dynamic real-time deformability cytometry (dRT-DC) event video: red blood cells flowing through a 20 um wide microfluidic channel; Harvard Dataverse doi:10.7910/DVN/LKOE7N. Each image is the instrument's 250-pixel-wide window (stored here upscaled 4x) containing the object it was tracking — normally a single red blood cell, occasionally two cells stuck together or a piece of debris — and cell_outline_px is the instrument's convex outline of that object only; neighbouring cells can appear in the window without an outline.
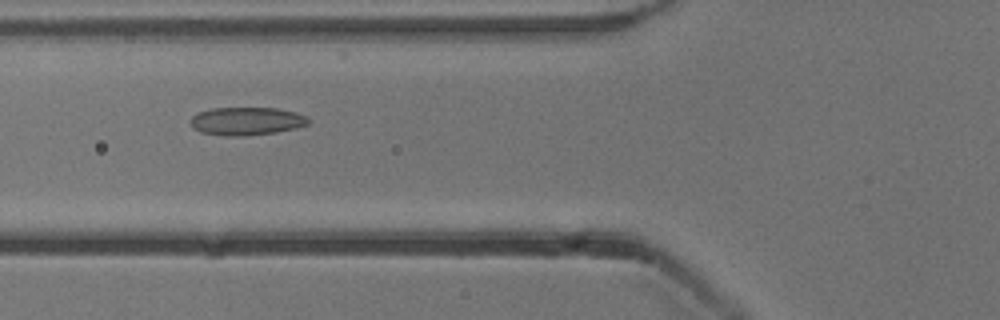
{"species": "common noctule bat (a hibernating species)", "species_latin": "Nyctalus noctula", "temperature_condition": "cold", "stored_images_in_passage": 53, "camera_frame_rate_fps": 3000, "um_per_image_px": 0.085, "animal": {"sex": "male", "body_mass_g": 13.3}, "frame": {"image": 1, "passage_image": 20, "time_ms": 6.333, "image_size_px": [1000, 320], "cell_outline_px": [[312, 120], [308, 124], [296, 128], [276, 132], [244, 136], [228, 136], [200, 132], [192, 128], [192, 116], [200, 112], [212, 108], [276, 108], [296, 112], [308, 116]], "centroid_in_image_um": [21.01, 10.3], "position_along_channel_um": 104.8, "area_um2": 19.31}}
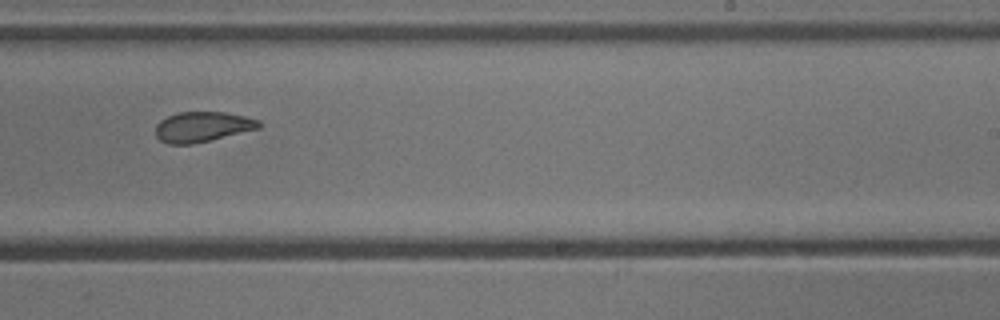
{"frame": {"image": 2, "passage_image": 33, "time_ms": 10.667, "image_size_px": [1000, 320], "cell_outline_px": [[264, 124], [260, 128], [192, 144], [168, 144], [160, 140], [156, 136], [156, 124], [160, 120], [176, 112], [224, 112], [244, 116], [260, 120]], "centroid_in_image_um": [17.21, 10.77], "position_along_channel_um": 271.8, "area_um2": 18.21}}
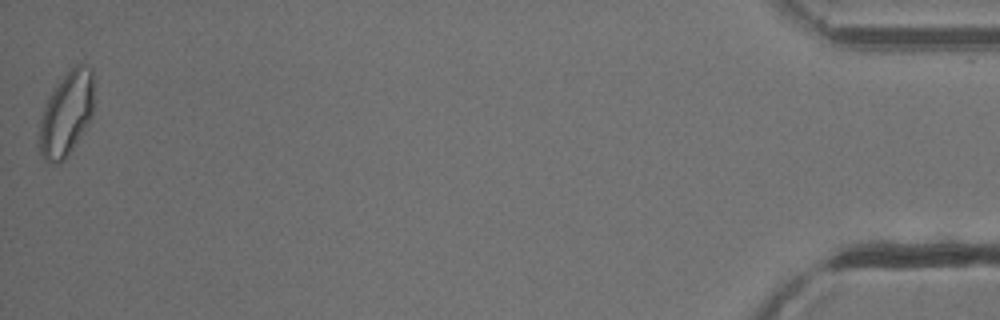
{"frame": {"image": 3, "passage_image": 53, "time_ms": 17.333, "image_size_px": [1000, 320], "cell_outline_px": [[92, 116], [68, 156], [60, 164], [48, 164], [44, 160], [40, 152], [36, 140], [40, 120], [48, 96], [60, 80], [76, 64], [88, 64], [92, 68]], "centroid_in_image_um": [5.59, 9.74], "position_along_channel_um": 429.6, "area_um2": 27.05}, "authors_computed_cell_mechanics": {"area_um2": 20.5768, "velocity_mm_per_s": 3.8463, "shape_relaxation_time_tau1_ms": 7.8168, "shape_relaxation_time_tau2_ms": 1.561, "deformation_change_tau1": 0.164, "deformation_change_tau2": 0.0764}}